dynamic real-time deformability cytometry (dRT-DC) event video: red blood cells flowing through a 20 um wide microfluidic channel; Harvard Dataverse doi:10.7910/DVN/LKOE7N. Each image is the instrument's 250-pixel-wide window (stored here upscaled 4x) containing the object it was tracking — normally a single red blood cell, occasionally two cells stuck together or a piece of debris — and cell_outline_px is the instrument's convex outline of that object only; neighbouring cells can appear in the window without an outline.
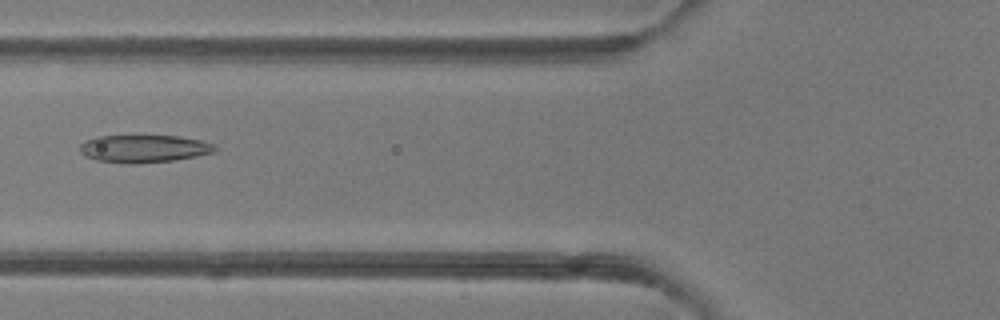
{"species": "common noctule bat (a hibernating species)", "species_latin": "Nyctalus noctula", "temperature_condition": "room temperature", "stored_images_in_passage": 3, "camera_frame_rate_fps": 3000, "um_per_image_px": 0.085, "animal": {"sex": "female"}, "frame": {"image": 1, "passage_image": 2, "time_ms": 1.0, "image_size_px": [1000, 320], "cell_outline_px": [[216, 152], [196, 156], [172, 160], [136, 164], [128, 164], [96, 160], [84, 156], [80, 152], [80, 144], [84, 140], [96, 136], [180, 136], [200, 140], [216, 144]], "centroid_in_image_um": [12.21, 12.64], "position_along_channel_um": 113.6, "area_um2": 21.91}}
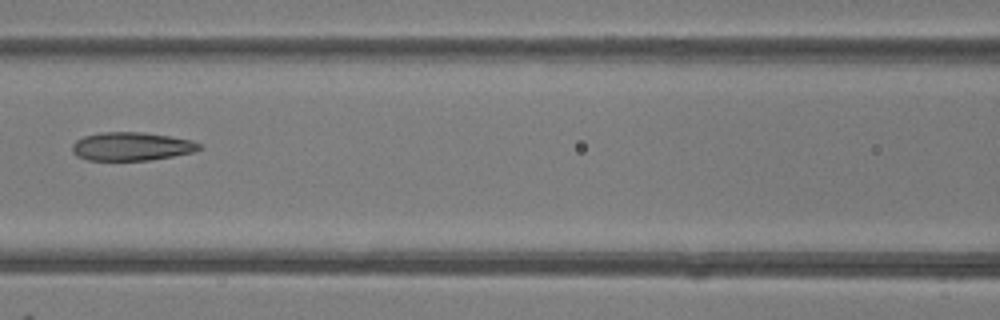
{"frame": {"image": 2, "passage_image": 3, "time_ms": 2.0, "image_size_px": [1000, 320], "cell_outline_px": [[204, 148], [192, 152], [172, 156], [148, 160], [88, 160], [76, 156], [72, 152], [72, 144], [76, 140], [84, 136], [100, 132], [140, 132], [168, 136], [192, 140], [204, 144]], "centroid_in_image_um": [11.19, 12.44], "position_along_channel_um": 155.4, "area_um2": 21.1}}